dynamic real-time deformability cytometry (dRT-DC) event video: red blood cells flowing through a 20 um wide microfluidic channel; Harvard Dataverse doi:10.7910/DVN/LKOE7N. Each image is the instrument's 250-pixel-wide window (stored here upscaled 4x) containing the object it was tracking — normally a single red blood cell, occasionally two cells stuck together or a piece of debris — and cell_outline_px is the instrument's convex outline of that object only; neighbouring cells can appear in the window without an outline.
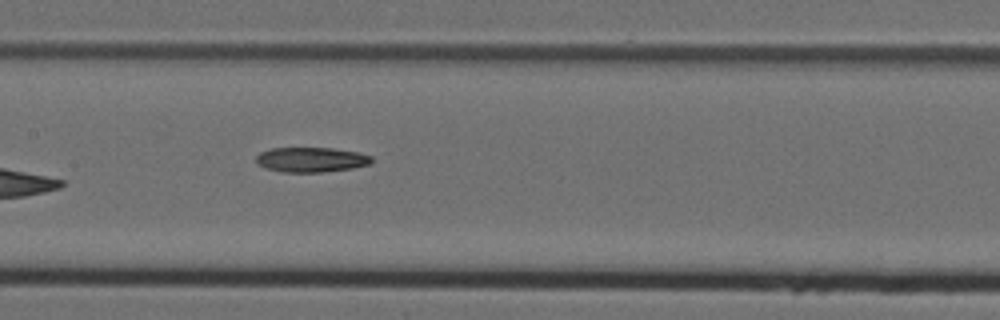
{"species": "Egyptian fruit bat (a non-hibernating species)", "species_latin": "Rousettus aegyptiacus", "temperature_condition": "cold", "stored_images_in_passage": 7, "camera_frame_rate_fps": 3000, "um_per_image_px": 0.085, "animal": {"sex": "female"}, "frame": {"image": 1, "passage_image": 6, "time_ms": 1.667, "image_size_px": [1000, 320], "cell_outline_px": [[372, 164], [352, 168], [324, 172], [280, 172], [264, 168], [256, 164], [256, 156], [260, 152], [272, 148], [332, 148], [356, 152], [372, 156]], "centroid_in_image_um": [26.42, 13.58], "position_along_channel_um": 181.0, "area_um2": 16.88}}